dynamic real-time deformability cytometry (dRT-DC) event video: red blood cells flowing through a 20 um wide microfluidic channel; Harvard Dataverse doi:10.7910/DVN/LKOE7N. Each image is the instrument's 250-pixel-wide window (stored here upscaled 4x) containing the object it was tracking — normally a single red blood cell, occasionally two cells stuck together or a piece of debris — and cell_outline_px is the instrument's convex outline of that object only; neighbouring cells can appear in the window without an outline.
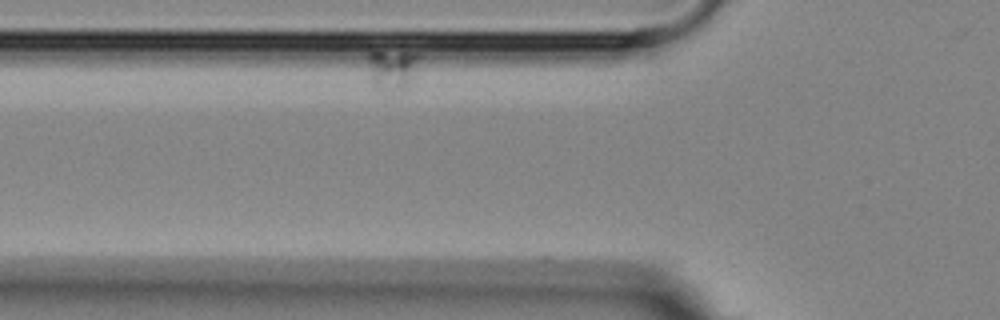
{"species": "Egyptian fruit bat (a non-hibernating species)", "species_latin": "Rousettus aegyptiacus", "temperature_condition": "room temperature", "stored_images_in_passage": 11, "camera_frame_rate_fps": 3000, "um_per_image_px": 0.085, "animal": {"sex": "female"}, "frame": {"image": 1, "passage_image": 2, "time_ms": 1.0, "image_size_px": [1000, 320], "cell_outline_px": [[424, 56], [408, 84], [400, 92], [392, 92], [376, 88], [372, 84], [368, 60], [368, 52], [416, 52]], "centroid_in_image_um": [33.4, 5.89], "position_along_channel_um": 92.4, "area_um2": 12.31}}
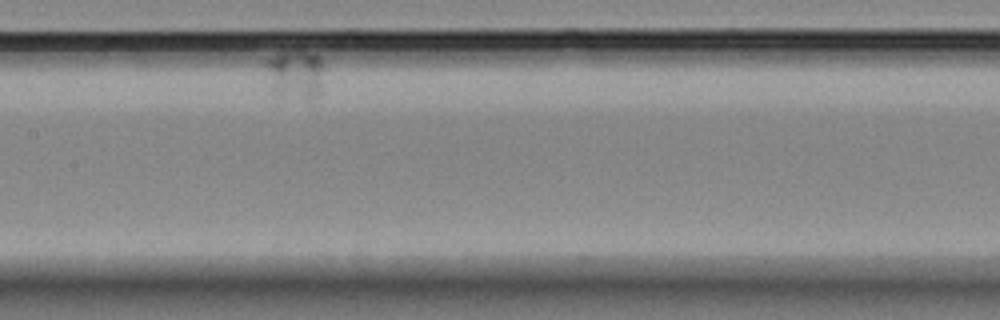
{"frame": {"image": 2, "passage_image": 7, "time_ms": 7.0, "image_size_px": [1000, 320], "cell_outline_px": [[324, 64], [316, 92], [312, 96], [272, 96], [264, 64], [264, 60], [280, 52], [316, 52]], "centroid_in_image_um": [24.98, 6.25], "position_along_channel_um": 182.4, "area_um2": 16.24}}
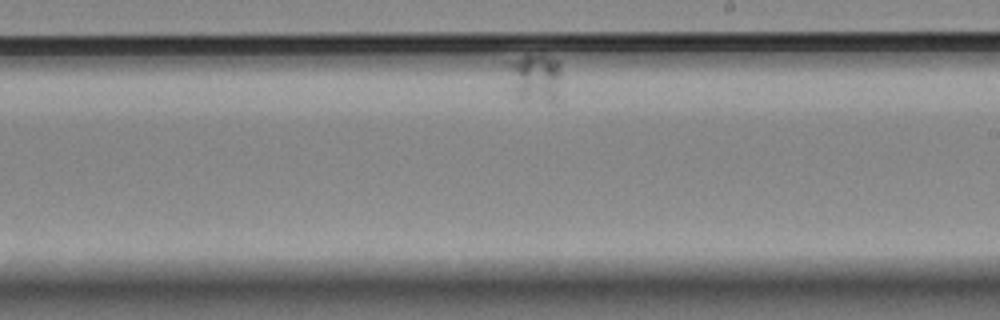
{"frame": {"image": 3, "passage_image": 10, "time_ms": 10.333, "image_size_px": [1000, 320], "cell_outline_px": [[560, 76], [556, 104], [552, 104], [520, 100], [512, 96], [508, 64], [524, 56], [544, 56], [560, 60]], "centroid_in_image_um": [45.5, 6.71], "position_along_channel_um": 243.5, "area_um2": 15.43}}